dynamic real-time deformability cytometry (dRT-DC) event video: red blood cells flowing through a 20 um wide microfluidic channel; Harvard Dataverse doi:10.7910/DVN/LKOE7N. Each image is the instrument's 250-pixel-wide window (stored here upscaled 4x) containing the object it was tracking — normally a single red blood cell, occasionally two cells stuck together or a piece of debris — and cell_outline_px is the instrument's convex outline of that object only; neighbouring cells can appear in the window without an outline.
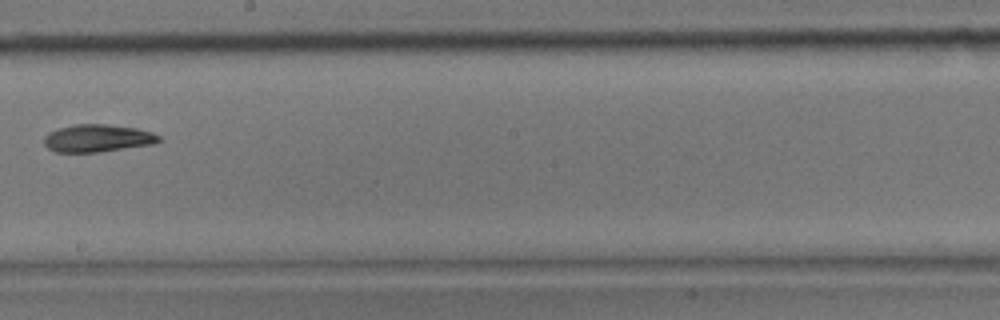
{"species": "common noctule bat (a hibernating species)", "species_latin": "Nyctalus noctula", "temperature_condition": "room temperature", "stored_images_in_passage": 32, "camera_frame_rate_fps": 3000, "um_per_image_px": 0.085, "animal": {"sex": "male", "body_mass_g": 17.9}, "frame": {"image": 1, "passage_image": 19, "time_ms": 6.0, "image_size_px": [1000, 320], "cell_outline_px": [[160, 140], [156, 144], [100, 152], [56, 152], [48, 148], [44, 144], [44, 136], [48, 132], [60, 128], [76, 124], [104, 124], [136, 128], [152, 132], [160, 136]], "centroid_in_image_um": [8.3, 11.76], "position_along_channel_um": 239.9, "area_um2": 18.5}}